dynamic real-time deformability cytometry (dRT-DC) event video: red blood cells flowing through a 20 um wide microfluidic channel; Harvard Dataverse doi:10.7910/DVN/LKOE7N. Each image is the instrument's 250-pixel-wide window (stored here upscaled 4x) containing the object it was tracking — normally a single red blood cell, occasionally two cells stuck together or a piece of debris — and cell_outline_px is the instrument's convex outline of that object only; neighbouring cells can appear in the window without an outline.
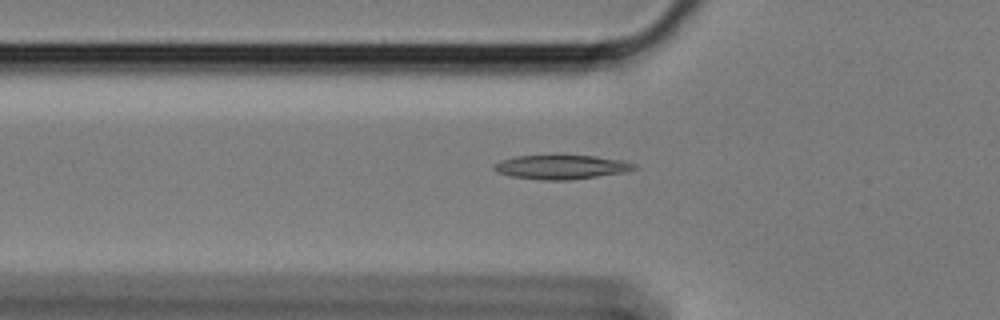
{"species": "Egyptian fruit bat (a non-hibernating species)", "species_latin": "Rousettus aegyptiacus", "temperature_condition": "cold", "stored_images_in_passage": 4, "camera_frame_rate_fps": 3000, "um_per_image_px": 0.085, "animal": {"sex": "female"}, "frame": {"image": 1, "passage_image": 2, "time_ms": 0.333, "image_size_px": [1000, 320], "cell_outline_px": [[636, 168], [628, 172], [568, 180], [544, 180], [512, 176], [496, 172], [492, 168], [492, 164], [500, 160], [516, 156], [596, 156], [624, 160], [636, 164]], "centroid_in_image_um": [47.72, 14.2], "position_along_channel_um": 78.1, "area_um2": 19.71}}